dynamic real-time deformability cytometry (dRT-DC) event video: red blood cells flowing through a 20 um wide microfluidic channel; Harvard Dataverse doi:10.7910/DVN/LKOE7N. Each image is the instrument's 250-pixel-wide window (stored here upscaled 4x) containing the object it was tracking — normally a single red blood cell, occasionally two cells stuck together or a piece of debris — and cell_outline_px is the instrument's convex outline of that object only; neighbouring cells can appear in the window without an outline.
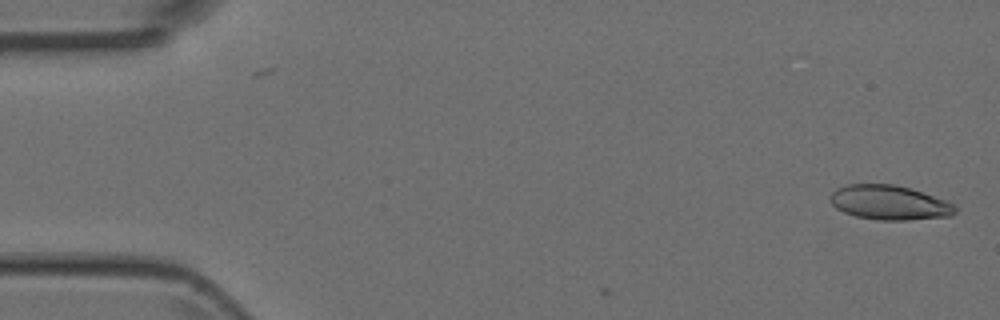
{"species": "Egyptian fruit bat (a non-hibernating species)", "species_latin": "Rousettus aegyptiacus", "temperature_condition": "room temperature", "stored_images_in_passage": 2, "camera_frame_rate_fps": 3000, "um_per_image_px": 0.085, "animal": {"sex": "female"}, "frame": {"image": 1, "passage_image": 1, "time_ms": 0.0, "image_size_px": [1000, 320], "cell_outline_px": [[956, 212], [952, 216], [908, 220], [880, 220], [856, 216], [844, 212], [836, 208], [828, 200], [828, 196], [836, 188], [848, 184], [892, 184], [908, 188], [948, 200], [956, 204]], "centroid_in_image_um": [75.6, 17.22], "position_along_channel_um": 9.4, "area_um2": 25.32}}